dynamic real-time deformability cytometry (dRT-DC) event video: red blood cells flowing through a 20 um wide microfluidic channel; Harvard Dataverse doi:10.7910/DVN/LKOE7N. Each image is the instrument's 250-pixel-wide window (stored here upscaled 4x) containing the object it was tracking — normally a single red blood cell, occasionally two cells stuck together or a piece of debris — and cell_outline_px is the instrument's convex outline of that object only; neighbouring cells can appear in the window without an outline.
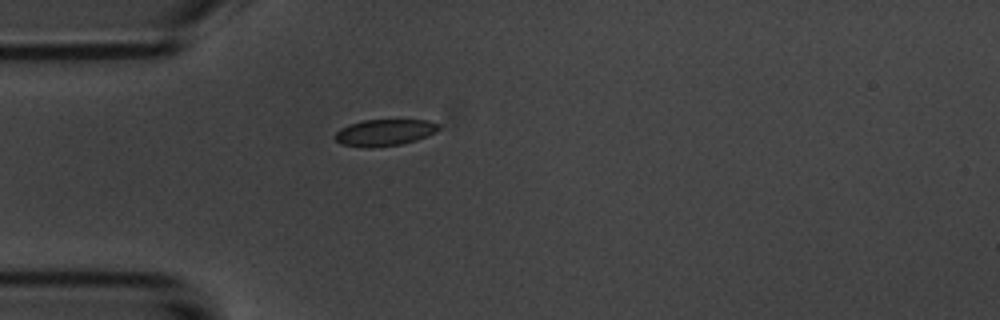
{"species": "common noctule bat (a hibernating species)", "species_latin": "Nyctalus noctula", "temperature_condition": "room temperature", "stored_images_in_passage": 6, "camera_frame_rate_fps": 3000, "um_per_image_px": 0.085, "animal": {"sex": "male", "body_mass_g": 20.1, "forearm_length_mm": 53.5}, "frame": {"image": 1, "passage_image": 6, "time_ms": 6.0, "image_size_px": [1000, 320], "cell_outline_px": [[440, 128], [436, 132], [428, 136], [416, 140], [400, 144], [372, 148], [368, 148], [344, 144], [336, 140], [332, 136], [340, 128], [348, 124], [364, 120], [428, 120], [440, 124]], "centroid_in_image_um": [32.69, 11.26], "position_along_channel_um": 52.3, "area_um2": 16.13}}